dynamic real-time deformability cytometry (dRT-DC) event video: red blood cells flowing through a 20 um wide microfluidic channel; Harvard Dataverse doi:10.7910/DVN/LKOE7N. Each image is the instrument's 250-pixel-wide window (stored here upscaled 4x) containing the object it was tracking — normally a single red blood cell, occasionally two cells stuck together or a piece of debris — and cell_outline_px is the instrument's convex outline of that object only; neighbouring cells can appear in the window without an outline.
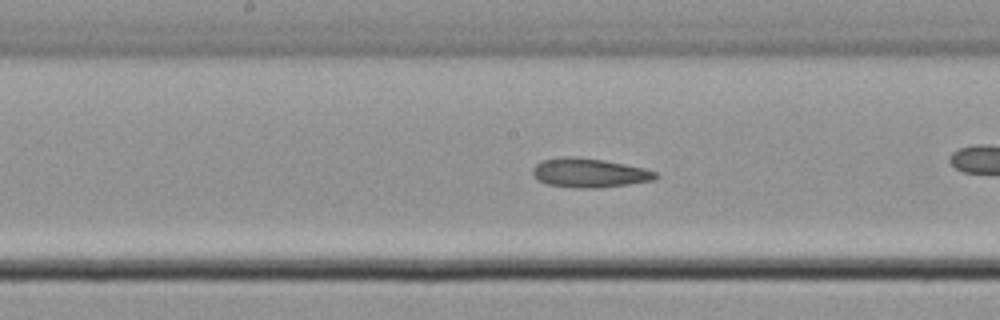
{"species": "common noctule bat (a hibernating species)", "species_latin": "Nyctalus noctula", "temperature_condition": "cold", "stored_images_in_passage": 37, "camera_frame_rate_fps": 3000, "um_per_image_px": 0.085, "animal": {"sex": "male", "body_mass_g": 21.5, "forearm_length_mm": 52.0}, "frame": {"image": 1, "passage_image": 22, "time_ms": 7.0, "image_size_px": [1000, 320], "cell_outline_px": [[660, 176], [652, 180], [628, 184], [600, 188], [572, 188], [548, 184], [532, 176], [532, 168], [540, 160], [560, 156], [576, 156], [604, 160], [644, 168], [656, 172]], "centroid_in_image_um": [50.05, 14.68], "position_along_channel_um": 198.2, "area_um2": 21.1}}